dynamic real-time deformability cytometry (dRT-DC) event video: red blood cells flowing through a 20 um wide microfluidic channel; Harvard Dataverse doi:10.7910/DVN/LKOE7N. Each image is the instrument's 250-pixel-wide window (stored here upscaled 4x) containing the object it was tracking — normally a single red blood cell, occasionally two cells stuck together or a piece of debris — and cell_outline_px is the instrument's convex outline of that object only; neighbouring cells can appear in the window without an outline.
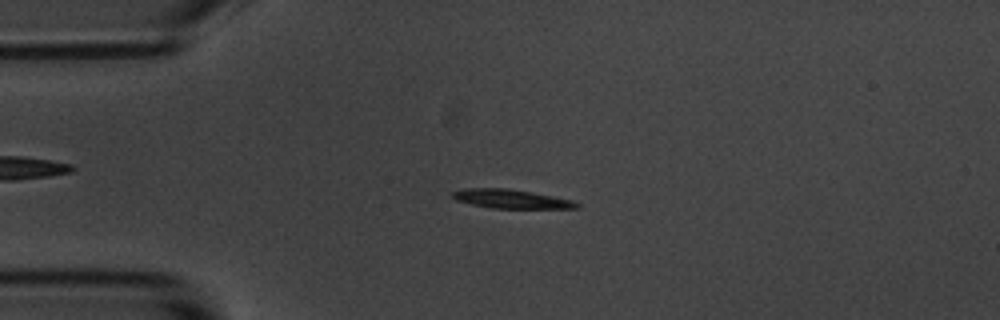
{"species": "common noctule bat (a hibernating species)", "species_latin": "Nyctalus noctula", "temperature_condition": "room temperature", "stored_images_in_passage": 4, "camera_frame_rate_fps": 3000, "um_per_image_px": 0.085, "animal": {"sex": "male", "body_mass_g": 20.1, "forearm_length_mm": 53.5}, "frame": {"image": 1, "passage_image": 3, "time_ms": 2.333, "image_size_px": [1000, 320], "cell_outline_px": [[580, 208], [492, 208], [472, 204], [456, 200], [452, 196], [452, 192], [464, 188], [508, 188], [532, 192], [572, 200], [580, 204]], "centroid_in_image_um": [43.44, 16.9], "position_along_channel_um": 41.6, "area_um2": 13.58}}